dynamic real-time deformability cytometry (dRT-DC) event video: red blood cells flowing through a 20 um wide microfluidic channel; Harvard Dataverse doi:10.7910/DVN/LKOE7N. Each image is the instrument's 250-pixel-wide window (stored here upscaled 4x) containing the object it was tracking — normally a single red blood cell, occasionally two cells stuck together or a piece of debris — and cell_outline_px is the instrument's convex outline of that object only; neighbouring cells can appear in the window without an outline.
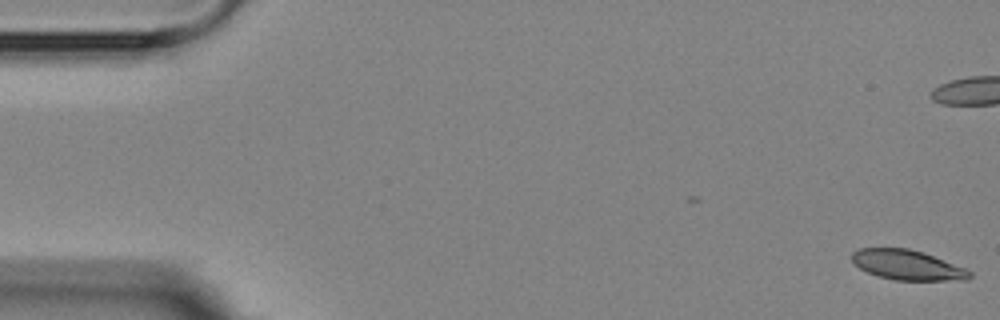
{"species": "Egyptian fruit bat (a non-hibernating species)", "species_latin": "Rousettus aegyptiacus", "temperature_condition": "room temperature", "stored_images_in_passage": 6, "camera_frame_rate_fps": 3000, "um_per_image_px": 0.085, "animal": {"sex": "female"}, "frame": {"image": 1, "passage_image": 1, "time_ms": 0.0, "image_size_px": [1000, 320], "cell_outline_px": [[972, 276], [968, 280], [896, 280], [880, 276], [868, 272], [860, 268], [852, 260], [852, 252], [860, 248], [908, 248], [924, 252], [964, 268], [972, 272]], "centroid_in_image_um": [77.14, 22.52], "position_along_channel_um": 7.9, "area_um2": 20.35}}